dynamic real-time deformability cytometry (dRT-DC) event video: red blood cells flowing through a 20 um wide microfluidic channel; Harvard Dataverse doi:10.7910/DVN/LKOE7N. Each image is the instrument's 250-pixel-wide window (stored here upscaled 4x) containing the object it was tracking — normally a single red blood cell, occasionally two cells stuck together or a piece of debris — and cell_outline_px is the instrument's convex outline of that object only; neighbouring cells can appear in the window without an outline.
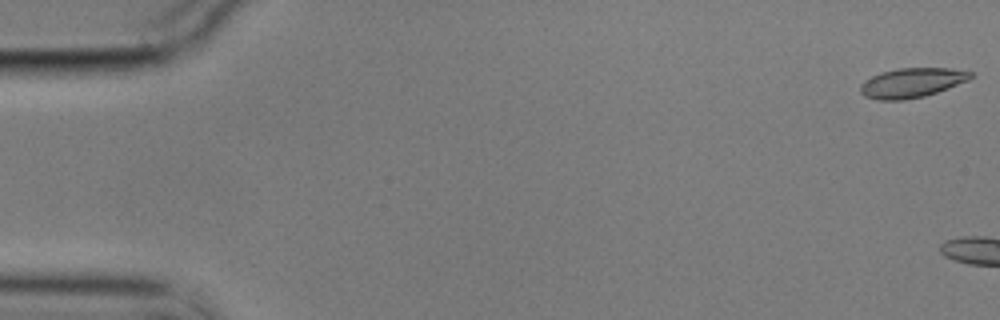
{"species": "common noctule bat (a hibernating species)", "species_latin": "Nyctalus noctula", "temperature_condition": "cold", "stored_images_in_passage": 5, "camera_frame_rate_fps": 3000, "um_per_image_px": 0.085, "animal": {"sex": "male", "body_mass_g": 17.9}, "frame": {"image": 1, "passage_image": 1, "time_ms": 0.0, "image_size_px": [1000, 320], "cell_outline_px": [[972, 76], [968, 80], [948, 88], [924, 96], [904, 100], [876, 100], [864, 96], [860, 92], [860, 84], [872, 76], [880, 72], [900, 68], [948, 68], [972, 72]], "centroid_in_image_um": [77.46, 7.04], "position_along_channel_um": 7.5, "area_um2": 18.9}}